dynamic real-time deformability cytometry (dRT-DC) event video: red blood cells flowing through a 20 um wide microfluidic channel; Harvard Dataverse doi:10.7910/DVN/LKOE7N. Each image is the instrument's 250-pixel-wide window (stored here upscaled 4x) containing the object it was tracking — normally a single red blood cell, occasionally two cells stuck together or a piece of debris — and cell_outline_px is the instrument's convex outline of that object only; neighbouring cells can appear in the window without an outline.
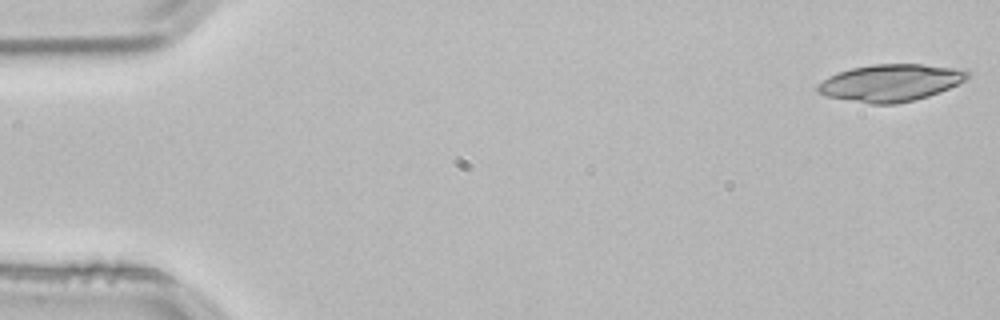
{"species": "common noctule bat (a hibernating species)", "species_latin": "Nyctalus noctula", "temperature_condition": "room temperature", "stored_images_in_passage": 52, "camera_frame_rate_fps": 3000, "um_per_image_px": 0.085, "animal": {"sex": "male", "body_mass_g": 21.5, "forearm_length_mm": 52.0}, "frame": {"image": 1, "passage_image": 1, "time_ms": 0.0, "image_size_px": [1000, 320], "cell_outline_px": [[972, 76], [940, 92], [916, 100], [896, 104], [868, 104], [824, 96], [816, 92], [816, 84], [828, 76], [836, 72], [852, 68], [872, 64], [924, 64], [968, 68], [972, 72]], "centroid_in_image_um": [75.72, 7.03], "position_along_channel_um": 9.3, "area_um2": 33.18}}